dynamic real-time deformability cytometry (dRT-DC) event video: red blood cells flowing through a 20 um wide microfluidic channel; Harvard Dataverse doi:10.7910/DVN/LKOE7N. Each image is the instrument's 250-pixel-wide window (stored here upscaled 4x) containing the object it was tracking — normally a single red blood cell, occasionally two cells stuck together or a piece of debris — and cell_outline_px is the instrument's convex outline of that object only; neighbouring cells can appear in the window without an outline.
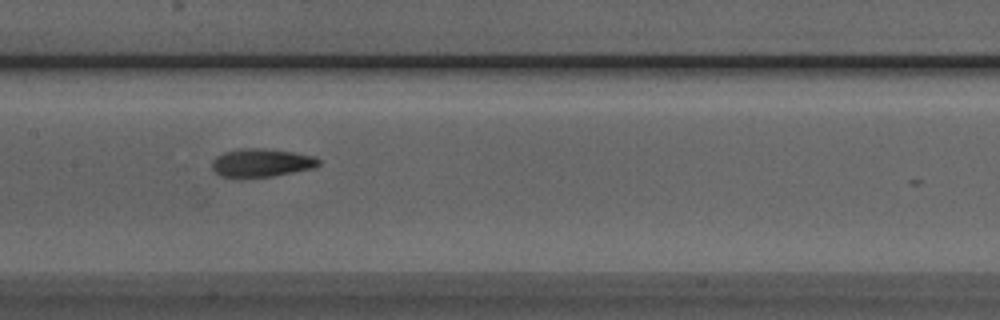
{"species": "Egyptian fruit bat (a non-hibernating species)", "species_latin": "Rousettus aegyptiacus", "temperature_condition": "room temperature", "stored_images_in_passage": 8, "camera_frame_rate_fps": 3000, "um_per_image_px": 0.085, "animal": {"sex": "male"}, "frame": {"image": 1, "passage_image": 7, "time_ms": 2.0, "image_size_px": [1000, 320], "cell_outline_px": [[320, 164], [312, 168], [272, 176], [220, 176], [212, 168], [212, 160], [216, 156], [224, 152], [236, 148], [264, 148], [296, 152], [312, 156], [320, 160]], "centroid_in_image_um": [22.21, 13.8], "position_along_channel_um": 185.2, "area_um2": 17.34}}